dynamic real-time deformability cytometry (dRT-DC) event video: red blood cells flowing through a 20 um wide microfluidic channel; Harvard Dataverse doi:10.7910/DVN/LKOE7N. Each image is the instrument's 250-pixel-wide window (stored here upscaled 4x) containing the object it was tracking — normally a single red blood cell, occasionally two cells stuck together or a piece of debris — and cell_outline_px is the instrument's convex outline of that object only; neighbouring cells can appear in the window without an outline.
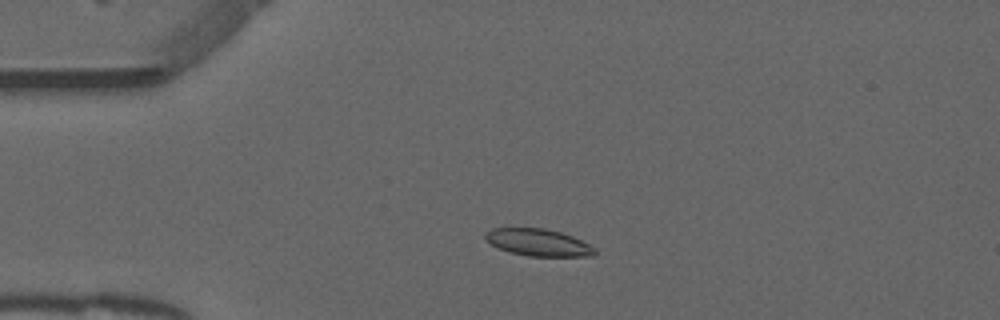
{"species": "common noctule bat (a hibernating species)", "species_latin": "Nyctalus noctula", "temperature_condition": "warm", "stored_images_in_passage": 50, "camera_frame_rate_fps": 3000, "um_per_image_px": 0.085, "animal": {"sex": "male", "forearm_length_mm": 52.5}, "frame": {"image": 1, "passage_image": 10, "time_ms": 3.0, "image_size_px": [1000, 320], "cell_outline_px": [[596, 252], [592, 256], [528, 256], [508, 252], [484, 240], [484, 236], [492, 228], [544, 228], [560, 232], [572, 236], [596, 248]], "centroid_in_image_um": [45.75, 20.61], "position_along_channel_um": 39.3, "area_um2": 17.17}}
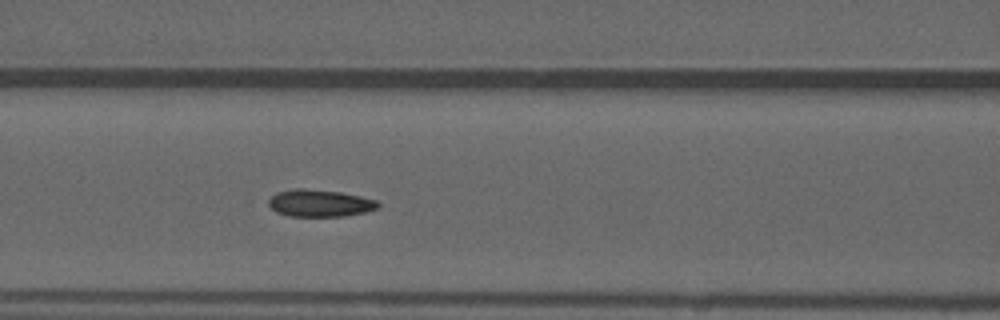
{"frame": {"image": 2, "passage_image": 20, "time_ms": 6.333, "image_size_px": [1000, 320], "cell_outline_px": [[380, 208], [368, 212], [344, 216], [288, 216], [276, 212], [268, 204], [268, 200], [276, 192], [296, 188], [304, 188], [340, 192], [360, 196], [376, 200], [380, 204]], "centroid_in_image_um": [27.2, 17.27], "position_along_channel_um": 139.4, "area_um2": 17.46}}
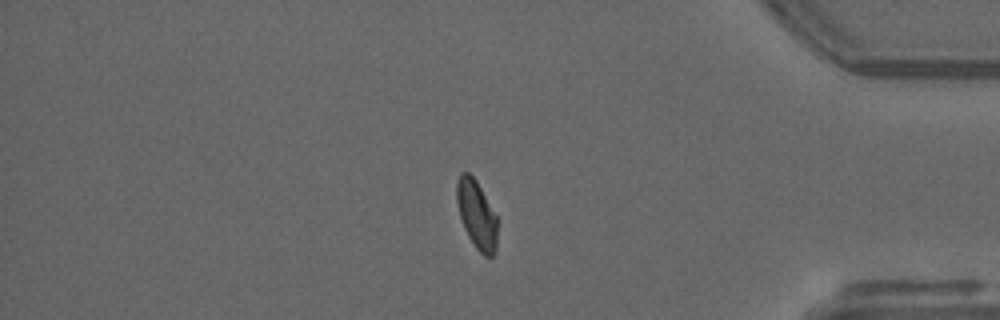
{"frame": {"image": 3, "passage_image": 42, "time_ms": 13.667, "image_size_px": [1000, 320], "cell_outline_px": [[496, 252], [492, 256], [484, 256], [476, 248], [468, 236], [464, 228], [460, 216], [456, 200], [456, 184], [460, 172], [468, 172], [476, 180], [496, 216]], "centroid_in_image_um": [40.49, 18.23], "position_along_channel_um": 394.7, "area_um2": 15.95}, "authors_computed_cell_mechanics": {"area_um2": 17.0799, "velocity_mm_per_s": 3.9049, "shape_relaxation_time_tau1_ms": 7.0147, "shape_relaxation_time_tau2_ms": 1.7177, "deformation_change_tau1": 0.1724, "deformation_change_tau2": 0.0806}}